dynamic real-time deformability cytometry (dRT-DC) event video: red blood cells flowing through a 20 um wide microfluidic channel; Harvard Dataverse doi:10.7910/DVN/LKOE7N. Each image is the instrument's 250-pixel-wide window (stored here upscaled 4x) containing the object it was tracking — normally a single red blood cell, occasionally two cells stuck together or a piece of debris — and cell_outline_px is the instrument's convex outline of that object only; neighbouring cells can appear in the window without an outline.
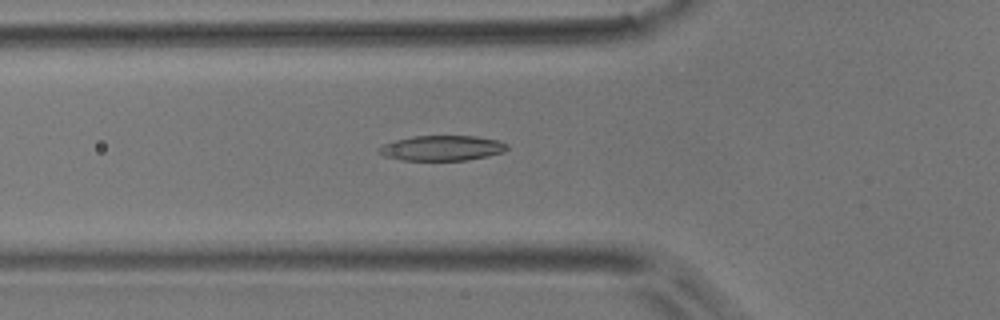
{"species": "common noctule bat (a hibernating species)", "species_latin": "Nyctalus noctula", "temperature_condition": "room temperature", "stored_images_in_passage": 52, "camera_frame_rate_fps": 3000, "um_per_image_px": 0.085, "animal": {"sex": "male", "body_mass_g": 17.9}, "frame": {"image": 1, "passage_image": 18, "time_ms": 5.667, "image_size_px": [1000, 320], "cell_outline_px": [[508, 148], [504, 152], [488, 156], [468, 160], [400, 160], [384, 156], [376, 152], [376, 148], [384, 144], [396, 140], [412, 136], [476, 136], [500, 140], [508, 144]], "centroid_in_image_um": [37.57, 12.58], "position_along_channel_um": 88.2, "area_um2": 19.02}}
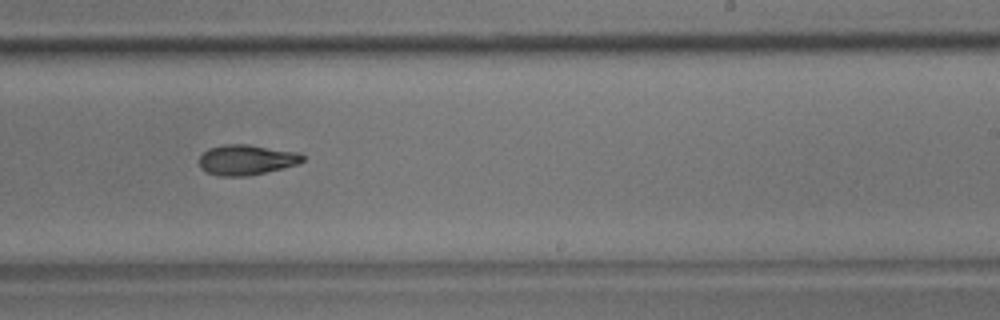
{"frame": {"image": 2, "passage_image": 32, "time_ms": 10.333, "image_size_px": [1000, 320], "cell_outline_px": [[304, 160], [296, 164], [248, 176], [220, 176], [208, 172], [200, 168], [200, 156], [208, 148], [224, 144], [248, 144], [300, 152], [304, 156]], "centroid_in_image_um": [20.94, 13.57], "position_along_channel_um": 268.1, "area_um2": 18.15}}
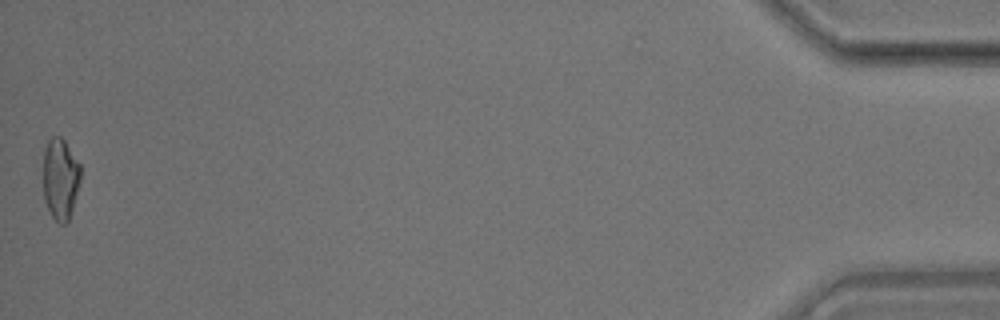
{"frame": {"image": 3, "passage_image": 52, "time_ms": 17.0, "image_size_px": [1000, 320], "cell_outline_px": [[80, 180], [72, 208], [68, 220], [64, 224], [60, 224], [52, 216], [44, 200], [44, 148], [48, 140], [52, 136], [60, 136], [64, 140], [80, 164]], "centroid_in_image_um": [5.12, 15.17], "position_along_channel_um": 430.1, "area_um2": 17.46}, "authors_computed_cell_mechanics": {"area_um2": 18.4093, "velocity_mm_per_s": 3.8404, "shape_relaxation_time_tau1_ms": 8.1339, "shape_relaxation_time_tau2_ms": 9.3605, "deformation_change_tau1": 0.2187, "deformation_change_tau2": 0.2101}}